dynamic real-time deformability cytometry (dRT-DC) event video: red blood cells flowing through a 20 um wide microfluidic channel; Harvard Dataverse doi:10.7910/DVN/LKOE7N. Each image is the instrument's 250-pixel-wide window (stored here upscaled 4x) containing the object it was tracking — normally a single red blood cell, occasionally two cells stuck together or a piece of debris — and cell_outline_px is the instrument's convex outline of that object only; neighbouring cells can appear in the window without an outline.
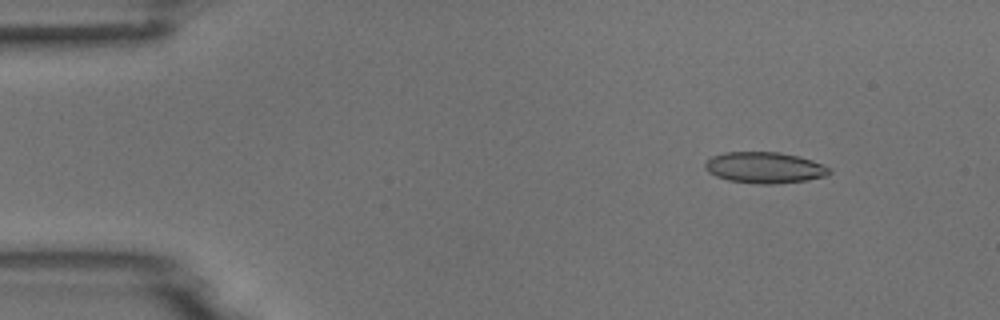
{"species": "common noctule bat (a hibernating species)", "species_latin": "Nyctalus noctula", "temperature_condition": "room temperature", "stored_images_in_passage": 6, "camera_frame_rate_fps": 3000, "um_per_image_px": 0.085, "animal": {"sex": "male", "body_mass_g": 18.8}, "frame": {"image": 1, "passage_image": 2, "time_ms": 1.0, "image_size_px": [1000, 320], "cell_outline_px": [[832, 172], [824, 176], [808, 180], [772, 184], [760, 184], [728, 180], [716, 176], [708, 172], [704, 168], [704, 164], [712, 156], [724, 152], [780, 152], [812, 160], [824, 164], [832, 168]], "centroid_in_image_um": [65.0, 14.24], "position_along_channel_um": 20.0, "area_um2": 22.6}}
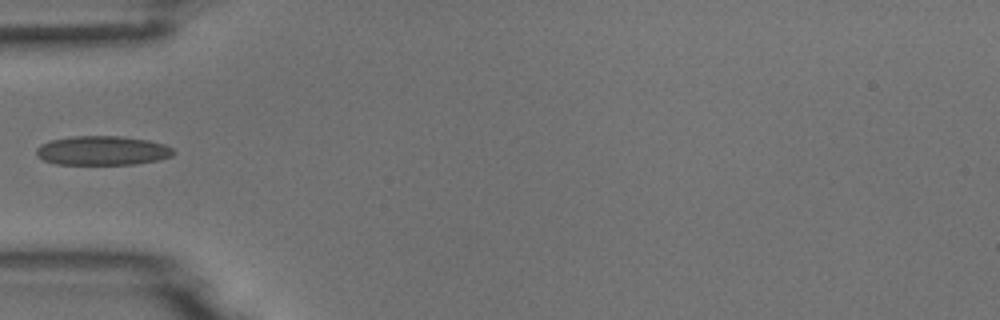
{"frame": {"image": 2, "passage_image": 5, "time_ms": 4.667, "image_size_px": [1000, 320], "cell_outline_px": [[176, 152], [172, 156], [156, 160], [132, 164], [56, 164], [44, 160], [36, 156], [36, 148], [40, 144], [48, 140], [72, 136], [120, 136], [148, 140], [164, 144], [172, 148]], "centroid_in_image_um": [8.66, 12.79], "position_along_channel_um": 76.3, "area_um2": 23.41}}